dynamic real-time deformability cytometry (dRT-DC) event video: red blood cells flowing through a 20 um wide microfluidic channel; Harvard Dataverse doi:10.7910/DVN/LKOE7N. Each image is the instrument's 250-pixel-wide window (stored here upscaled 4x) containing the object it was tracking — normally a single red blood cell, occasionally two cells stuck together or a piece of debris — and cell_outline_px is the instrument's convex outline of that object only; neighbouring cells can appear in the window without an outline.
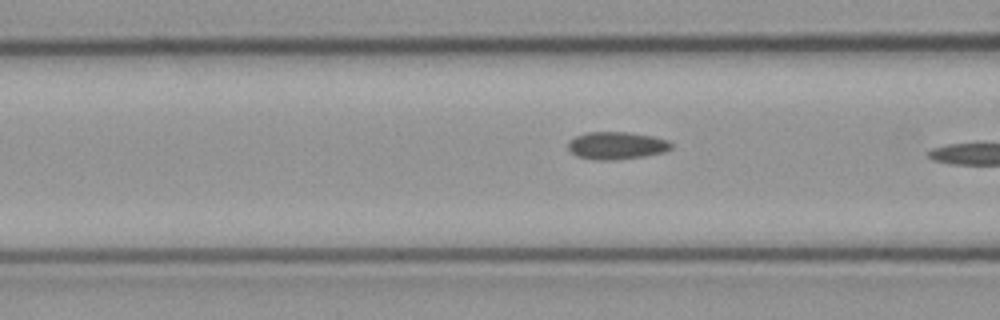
{"species": "common noctule bat (a hibernating species)", "species_latin": "Nyctalus noctula", "temperature_condition": "cold", "stored_images_in_passage": 8, "camera_frame_rate_fps": 3000, "um_per_image_px": 0.085, "animal": {"sex": "male", "body_mass_g": 23.1, "forearm_length_mm": 52.7}, "frame": {"image": 1, "passage_image": 6, "time_ms": 1.667, "image_size_px": [1000, 320], "cell_outline_px": [[672, 148], [664, 152], [644, 156], [616, 160], [596, 160], [576, 156], [568, 148], [568, 140], [576, 136], [588, 132], [628, 132], [652, 136], [668, 140], [672, 144]], "centroid_in_image_um": [52.4, 12.37], "position_along_channel_um": 114.2, "area_um2": 16.59}}